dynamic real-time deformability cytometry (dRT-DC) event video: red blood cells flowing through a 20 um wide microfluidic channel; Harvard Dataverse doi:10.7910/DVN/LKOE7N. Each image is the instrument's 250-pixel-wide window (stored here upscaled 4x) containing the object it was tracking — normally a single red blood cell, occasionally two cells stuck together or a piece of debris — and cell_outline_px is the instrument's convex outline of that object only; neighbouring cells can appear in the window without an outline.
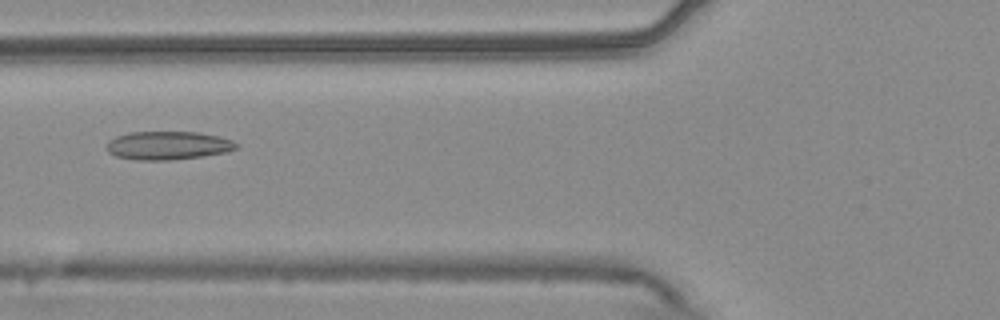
{"species": "common noctule bat (a hibernating species)", "species_latin": "Nyctalus noctula", "temperature_condition": "warm", "stored_images_in_passage": 54, "camera_frame_rate_fps": 3000, "um_per_image_px": 0.085, "animal": {"sex": "male", "body_mass_g": 20.4}, "frame": {"image": 1, "passage_image": 21, "time_ms": 6.667, "image_size_px": [1000, 320], "cell_outline_px": [[240, 144], [236, 148], [228, 152], [204, 156], [172, 160], [136, 160], [116, 156], [108, 152], [108, 140], [116, 136], [128, 132], [196, 132], [220, 136], [232, 140]], "centroid_in_image_um": [14.31, 12.37], "position_along_channel_um": 111.5, "area_um2": 21.62}}
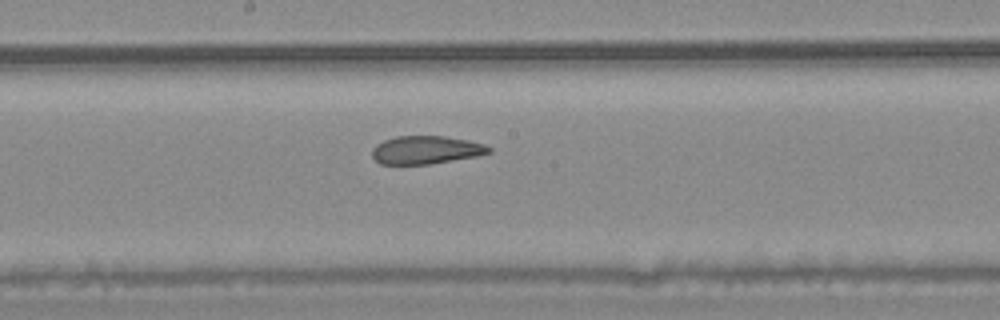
{"frame": {"image": 2, "passage_image": 29, "time_ms": 9.333, "image_size_px": [1000, 320], "cell_outline_px": [[492, 152], [476, 156], [428, 164], [380, 164], [372, 156], [372, 148], [376, 144], [384, 140], [396, 136], [444, 136], [468, 140], [484, 144], [492, 148]], "centroid_in_image_um": [36.2, 12.74], "position_along_channel_um": 212.0, "area_um2": 19.07}}
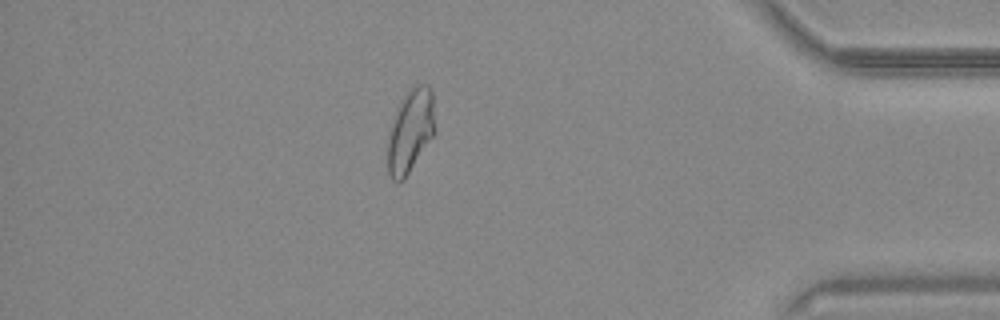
{"frame": {"image": 3, "passage_image": 47, "time_ms": 15.333, "image_size_px": [1000, 320], "cell_outline_px": [[432, 136], [404, 180], [396, 184], [392, 180], [388, 172], [388, 140], [396, 112], [404, 96], [416, 84], [428, 84], [432, 92]], "centroid_in_image_um": [34.85, 11.18], "position_along_channel_um": 400.4, "area_um2": 21.91}, "authors_computed_cell_mechanics": {"area_um2": 22.2819, "velocity_mm_per_s": 3.7674, "shape_relaxation_time_tau1_ms": null, "shape_relaxation_time_tau2_ms": 1.9153, "deformation_change_tau1": null, "deformation_change_tau2": 0.0869}}